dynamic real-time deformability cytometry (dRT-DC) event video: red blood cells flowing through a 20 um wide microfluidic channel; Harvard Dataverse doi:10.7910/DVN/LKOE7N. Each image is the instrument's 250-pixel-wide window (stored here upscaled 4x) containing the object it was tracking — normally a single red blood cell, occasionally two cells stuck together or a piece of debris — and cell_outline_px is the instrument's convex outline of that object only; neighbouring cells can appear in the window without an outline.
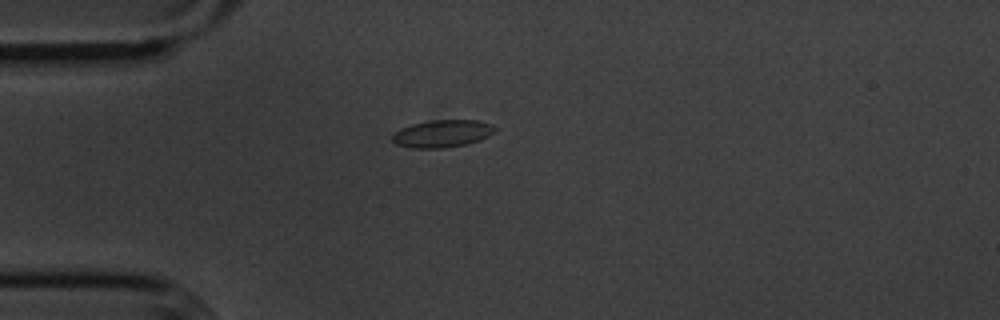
{"species": "common noctule bat (a hibernating species)", "species_latin": "Nyctalus noctula", "temperature_condition": "cold", "stored_images_in_passage": 34, "camera_frame_rate_fps": 3000, "um_per_image_px": 0.085, "animal": {"sex": "male", "body_mass_g": 20.1, "forearm_length_mm": 53.5}, "frame": {"image": 1, "passage_image": 1, "time_ms": 0.0, "image_size_px": [1000, 320], "cell_outline_px": [[496, 132], [480, 140], [464, 144], [444, 148], [412, 148], [396, 144], [392, 140], [392, 136], [400, 128], [412, 124], [432, 120], [476, 120], [492, 124], [496, 128]], "centroid_in_image_um": [37.61, 11.35], "position_along_channel_um": 47.4, "area_um2": 16.36}}
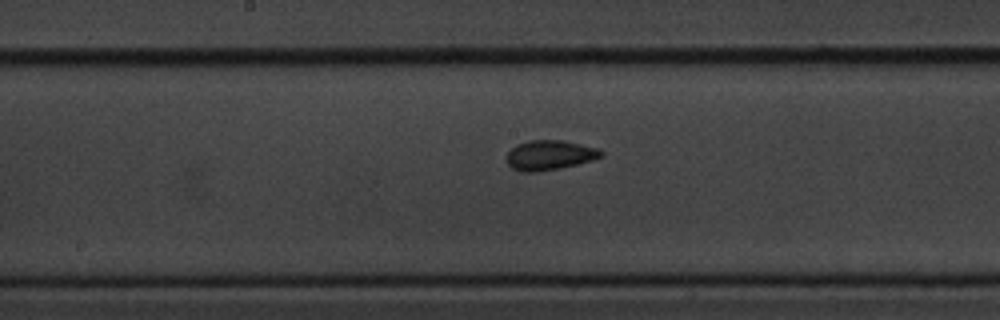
{"frame": {"image": 2, "passage_image": 15, "time_ms": 4.667, "image_size_px": [1000, 320], "cell_outline_px": [[604, 156], [592, 160], [560, 168], [536, 172], [524, 172], [512, 168], [508, 164], [508, 152], [516, 144], [528, 140], [564, 140], [600, 148], [604, 152]], "centroid_in_image_um": [46.76, 13.17], "position_along_channel_um": 201.4, "area_um2": 16.47}}
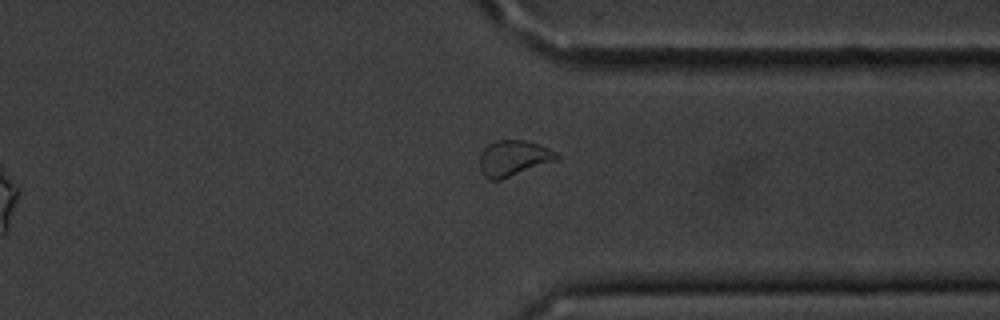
{"frame": {"image": 3, "passage_image": 29, "time_ms": 9.333, "image_size_px": [1000, 320], "cell_outline_px": [[560, 160], [500, 180], [488, 180], [480, 172], [480, 152], [488, 144], [496, 140], [524, 140], [540, 144], [556, 152], [560, 156]], "centroid_in_image_um": [43.66, 13.45], "position_along_channel_um": 367.7, "area_um2": 16.42}, "authors_computed_cell_mechanics": {"area_um2": 15.9239, "velocity_mm_per_s": 3.5763, "shape_relaxation_time_tau1_ms": 2.3834, "shape_relaxation_time_tau2_ms": 1.1028, "deformation_change_tau1": 0.0731, "deformation_change_tau2": 0.0458}}